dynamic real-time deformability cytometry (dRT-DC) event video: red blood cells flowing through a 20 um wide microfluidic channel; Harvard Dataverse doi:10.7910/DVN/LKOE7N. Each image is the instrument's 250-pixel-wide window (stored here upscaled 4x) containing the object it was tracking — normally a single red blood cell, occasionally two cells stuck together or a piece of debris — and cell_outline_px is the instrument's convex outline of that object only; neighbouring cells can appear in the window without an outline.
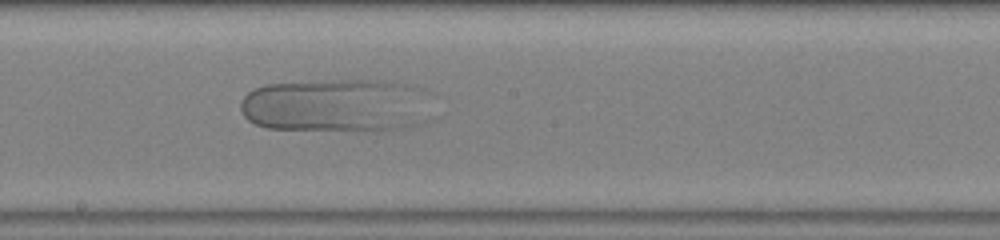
{"species": "human", "species_latin": "Homo sapiens", "temperature_condition": "warm", "stored_images_in_passage": 49, "camera_frame_rate_fps": 3000, "um_per_image_px": 0.085, "donor": {"sex": "male"}, "frame": {"image": 1, "passage_image": 27, "time_ms": 8.667, "image_size_px": [1000, 240], "cell_outline_px": [[432, 120], [420, 124], [404, 128], [380, 132], [360, 132], [268, 128], [256, 124], [248, 120], [244, 116], [240, 108], [240, 100], [248, 92], [256, 88], [268, 84], [332, 80], [376, 80], [408, 84]], "centroid_in_image_um": [28.46, 9.02], "position_along_channel_um": 219.7, "area_um2": 59.59}}